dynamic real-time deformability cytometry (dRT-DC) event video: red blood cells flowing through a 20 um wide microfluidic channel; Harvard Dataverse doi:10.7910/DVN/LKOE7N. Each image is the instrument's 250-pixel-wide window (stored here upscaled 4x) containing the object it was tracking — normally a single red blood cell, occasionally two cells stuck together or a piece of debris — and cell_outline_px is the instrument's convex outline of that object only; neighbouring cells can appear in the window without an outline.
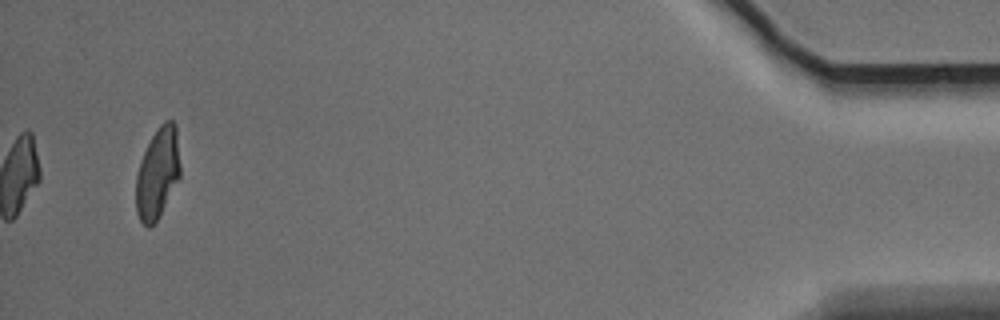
{"species": "Egyptian fruit bat (a non-hibernating species)", "species_latin": "Rousettus aegyptiacus", "temperature_condition": "warm", "stored_images_in_passage": 14, "camera_frame_rate_fps": 3000, "um_per_image_px": 0.085, "animal": {"sex": "male"}, "frame": {"image": 1, "passage_image": 14, "time_ms": 4.333, "image_size_px": [1000, 320], "cell_outline_px": [[180, 176], [156, 220], [148, 228], [140, 220], [136, 212], [136, 176], [144, 152], [152, 136], [160, 124], [164, 120], [172, 120], [176, 124], [180, 164]], "centroid_in_image_um": [13.4, 14.68], "position_along_channel_um": 421.8, "area_um2": 23.0}}